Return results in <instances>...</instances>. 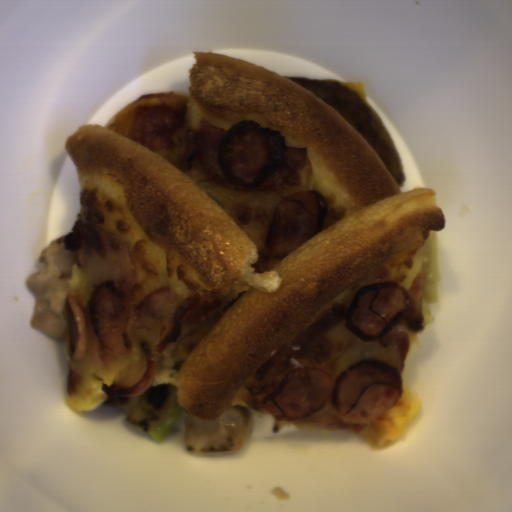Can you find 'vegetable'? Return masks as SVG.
Wrapping results in <instances>:
<instances>
[{
    "label": "vegetable",
    "instance_id": "1",
    "mask_svg": "<svg viewBox=\"0 0 512 512\" xmlns=\"http://www.w3.org/2000/svg\"><path fill=\"white\" fill-rule=\"evenodd\" d=\"M178 397V384L164 383L152 387L125 417L130 424L161 443L184 409Z\"/></svg>",
    "mask_w": 512,
    "mask_h": 512
}]
</instances>
